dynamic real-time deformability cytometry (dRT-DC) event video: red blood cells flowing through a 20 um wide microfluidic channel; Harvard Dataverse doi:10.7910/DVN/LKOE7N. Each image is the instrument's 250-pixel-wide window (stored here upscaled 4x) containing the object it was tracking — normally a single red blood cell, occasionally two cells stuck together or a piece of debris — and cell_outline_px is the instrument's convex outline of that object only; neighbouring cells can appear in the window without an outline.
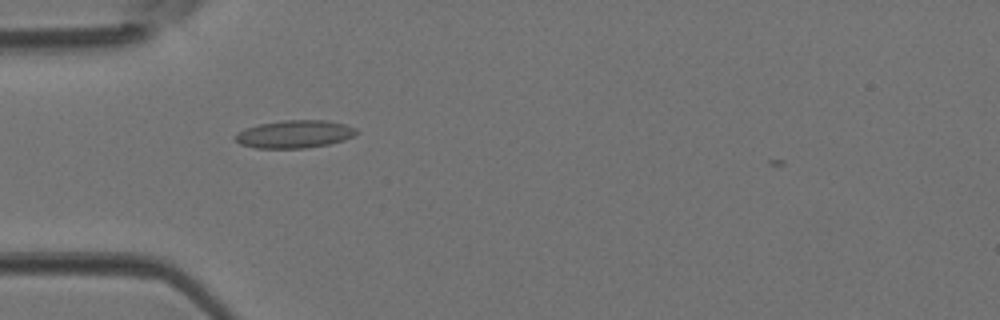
{"species": "Egyptian fruit bat (a non-hibernating species)", "species_latin": "Rousettus aegyptiacus", "temperature_condition": "room temperature", "stored_images_in_passage": 31, "camera_frame_rate_fps": 3000, "um_per_image_px": 0.085, "animal": {"sex": "female"}, "frame": {"image": 1, "passage_image": 2, "time_ms": 0.333, "image_size_px": [1000, 320], "cell_outline_px": [[360, 132], [356, 136], [344, 140], [328, 144], [304, 148], [256, 148], [240, 144], [232, 136], [244, 128], [260, 124], [284, 120], [328, 120], [344, 124], [356, 128]], "centroid_in_image_um": [25.06, 11.4], "position_along_channel_um": 59.9, "area_um2": 19.77}}
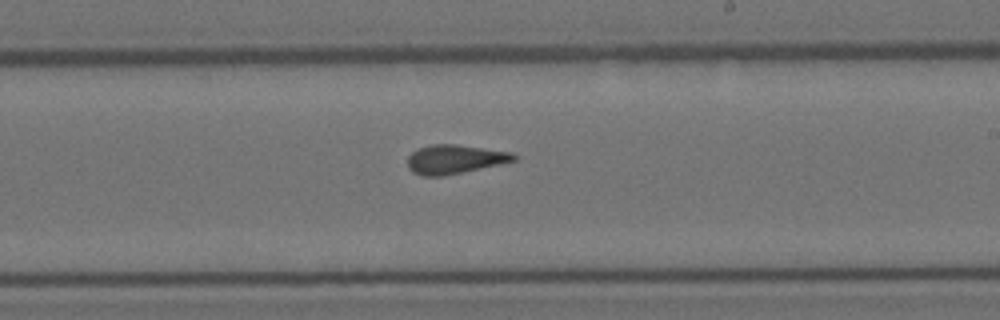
{"frame": {"image": 2, "passage_image": 14, "time_ms": 4.333, "image_size_px": [1000, 320], "cell_outline_px": [[520, 156], [516, 160], [500, 164], [444, 176], [424, 176], [412, 172], [408, 168], [408, 156], [412, 152], [420, 148], [432, 144], [456, 144], [512, 152]], "centroid_in_image_um": [38.67, 13.53], "position_along_channel_um": 250.3, "area_um2": 17.98}}
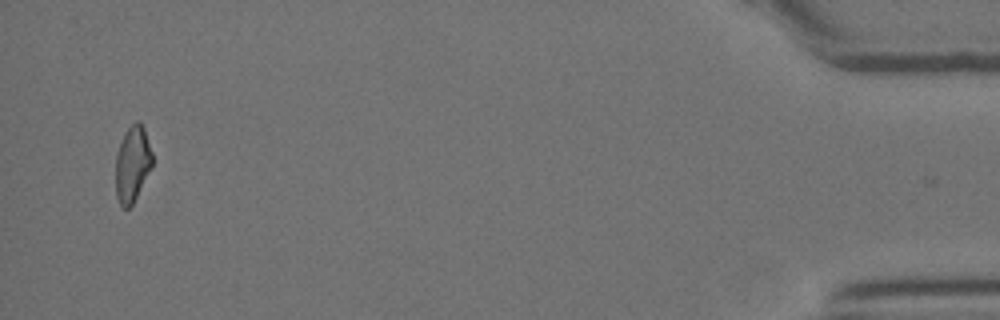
{"frame": {"image": 3, "passage_image": 30, "time_ms": 9.667, "image_size_px": [1000, 320], "cell_outline_px": [[152, 168], [132, 204], [128, 208], [120, 208], [116, 196], [116, 156], [124, 132], [136, 120], [140, 120], [144, 128], [152, 152]], "centroid_in_image_um": [11.26, 13.94], "position_along_channel_um": 423.9, "area_um2": 16.3}}